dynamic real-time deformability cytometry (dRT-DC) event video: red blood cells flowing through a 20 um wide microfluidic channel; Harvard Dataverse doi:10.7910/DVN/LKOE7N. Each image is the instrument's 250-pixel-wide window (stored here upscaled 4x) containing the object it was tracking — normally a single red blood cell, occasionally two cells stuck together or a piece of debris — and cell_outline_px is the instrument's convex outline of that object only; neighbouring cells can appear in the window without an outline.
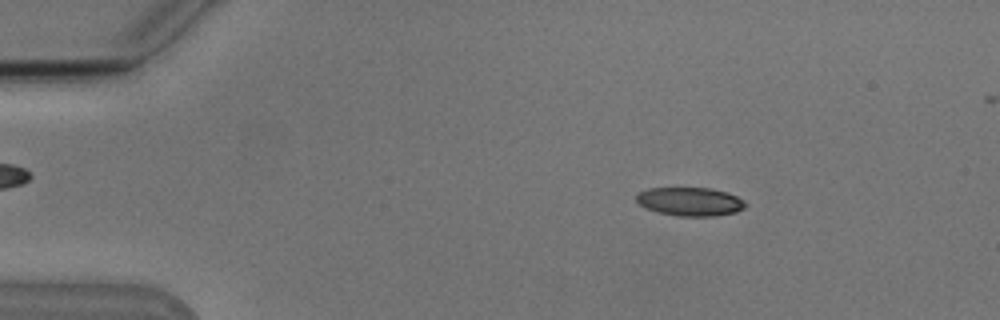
{"species": "Egyptian fruit bat (a non-hibernating species)", "species_latin": "Rousettus aegyptiacus", "temperature_condition": "cold", "stored_images_in_passage": 54, "camera_frame_rate_fps": 3000, "um_per_image_px": 0.085, "animal": {"sex": "male"}, "frame": {"image": 1, "passage_image": 8, "time_ms": 2.333, "image_size_px": [1000, 320], "cell_outline_px": [[744, 208], [736, 212], [712, 216], [680, 216], [660, 212], [648, 208], [640, 204], [636, 200], [636, 196], [640, 192], [648, 188], [712, 188], [736, 196], [744, 204]], "centroid_in_image_um": [58.63, 17.13], "position_along_channel_um": 26.4, "area_um2": 17.69}}
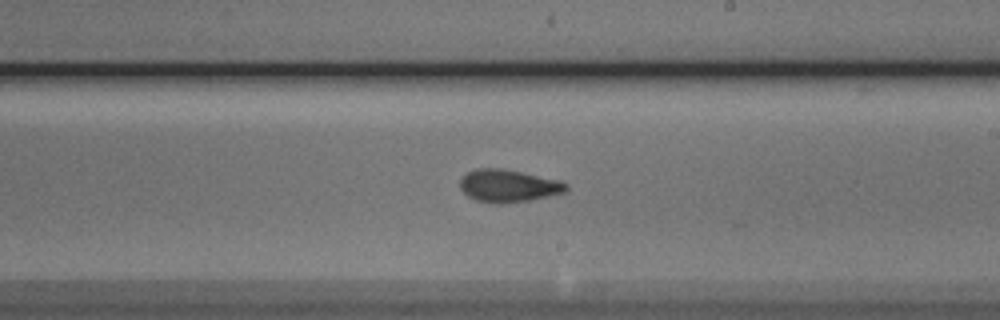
{"frame": {"image": 2, "passage_image": 31, "time_ms": 10.0, "image_size_px": [1000, 320], "cell_outline_px": [[568, 192], [528, 200], [500, 204], [492, 204], [476, 200], [468, 196], [460, 188], [460, 180], [468, 172], [476, 168], [500, 168], [560, 180], [568, 184]], "centroid_in_image_um": [43.22, 15.8], "position_along_channel_um": 245.8, "area_um2": 20.11}}
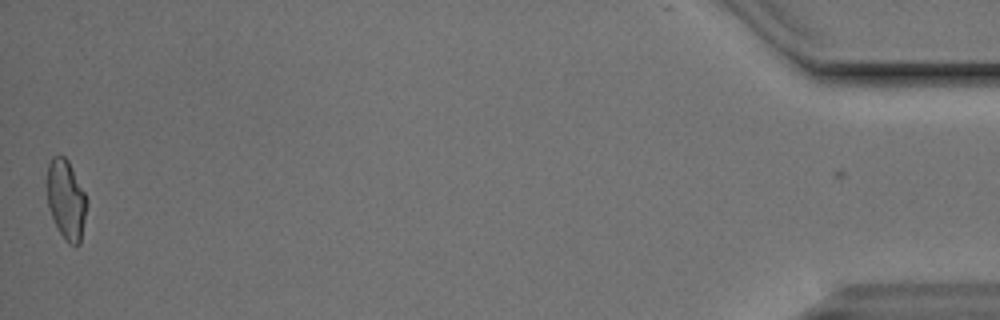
{"frame": {"image": 3, "passage_image": 53, "time_ms": 17.333, "image_size_px": [1000, 320], "cell_outline_px": [[88, 204], [80, 244], [76, 248], [68, 244], [64, 240], [48, 208], [48, 164], [52, 156], [64, 156], [68, 160], [88, 200]], "centroid_in_image_um": [5.65, 17.02], "position_along_channel_um": 429.5, "area_um2": 18.44}, "authors_computed_cell_mechanics": {"area_um2": 19.2474, "velocity_mm_per_s": 3.79, "shape_relaxation_time_tau1_ms": 6.7596, "shape_relaxation_time_tau2_ms": 3.1889, "deformation_change_tau1": 0.1434, "deformation_change_tau2": 0.1076}}